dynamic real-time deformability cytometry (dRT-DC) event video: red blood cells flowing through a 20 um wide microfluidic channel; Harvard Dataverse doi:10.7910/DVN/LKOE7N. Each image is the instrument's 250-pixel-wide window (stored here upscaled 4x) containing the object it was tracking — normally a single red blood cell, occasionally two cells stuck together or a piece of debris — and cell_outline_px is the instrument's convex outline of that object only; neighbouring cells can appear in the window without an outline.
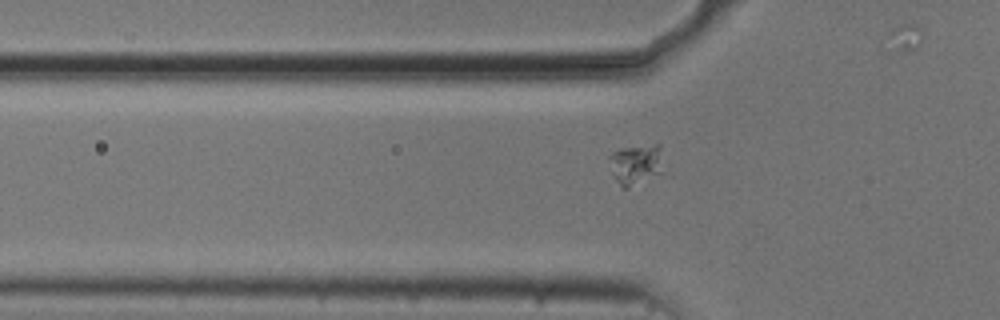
{"species": "common noctule bat (a hibernating species)", "species_latin": "Nyctalus noctula", "temperature_condition": "cold", "stored_images_in_passage": 41, "segment_of_instrument_passage": [1, 2], "camera_frame_rate_fps": 3000, "um_per_image_px": 0.085, "animal": {"sex": "male", "body_mass_g": 20.5, "forearm_length_mm": 52.5}, "frame": {"image": 1, "passage_image": 11, "time_ms": 3.333, "image_size_px": [1000, 320], "cell_outline_px": [[660, 172], [628, 188], [620, 188], [612, 172], [608, 156], [612, 152], [620, 148], [656, 144], [660, 144]], "centroid_in_image_um": [53.97, 13.95], "position_along_channel_um": 71.8, "area_um2": 12.37}}
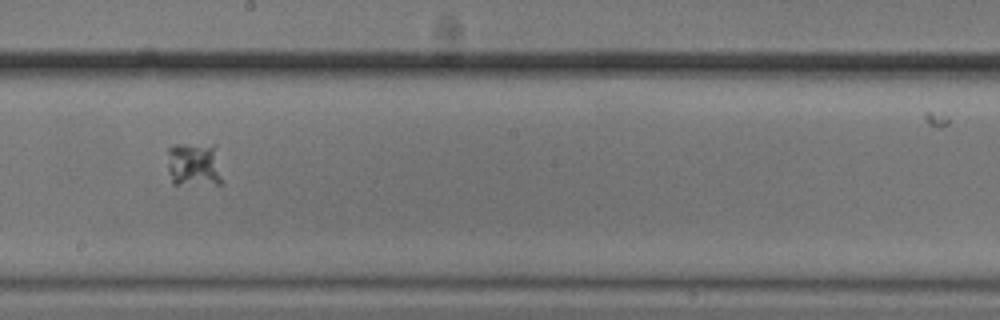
{"frame": {"image": 2, "passage_image": 24, "time_ms": 7.667, "image_size_px": [1000, 320], "cell_outline_px": [[220, 184], [172, 184], [168, 172], [168, 148], [172, 144], [216, 144], [220, 176]], "centroid_in_image_um": [16.46, 13.96], "position_along_channel_um": 231.7, "area_um2": 14.33}}
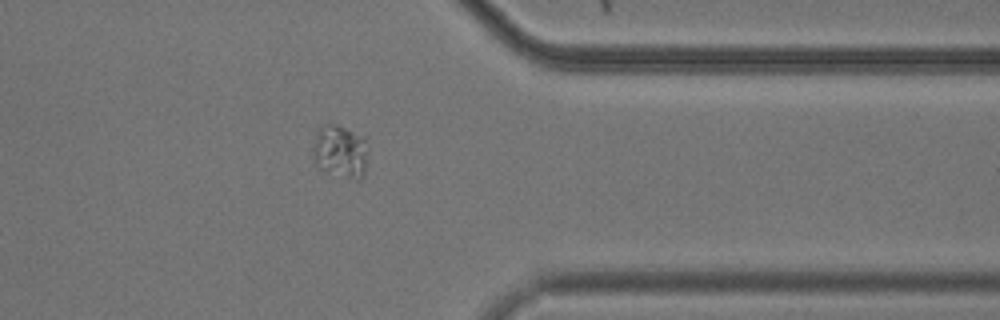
{"frame": {"image": 3, "passage_image": 37, "time_ms": 12.0, "image_size_px": [1000, 320], "cell_outline_px": [[368, 148], [364, 176], [360, 180], [356, 180], [320, 168], [312, 160], [312, 148], [316, 132], [320, 124], [336, 124], [364, 136]], "centroid_in_image_um": [28.92, 12.84], "position_along_channel_um": 382.5, "area_um2": 17.28}}